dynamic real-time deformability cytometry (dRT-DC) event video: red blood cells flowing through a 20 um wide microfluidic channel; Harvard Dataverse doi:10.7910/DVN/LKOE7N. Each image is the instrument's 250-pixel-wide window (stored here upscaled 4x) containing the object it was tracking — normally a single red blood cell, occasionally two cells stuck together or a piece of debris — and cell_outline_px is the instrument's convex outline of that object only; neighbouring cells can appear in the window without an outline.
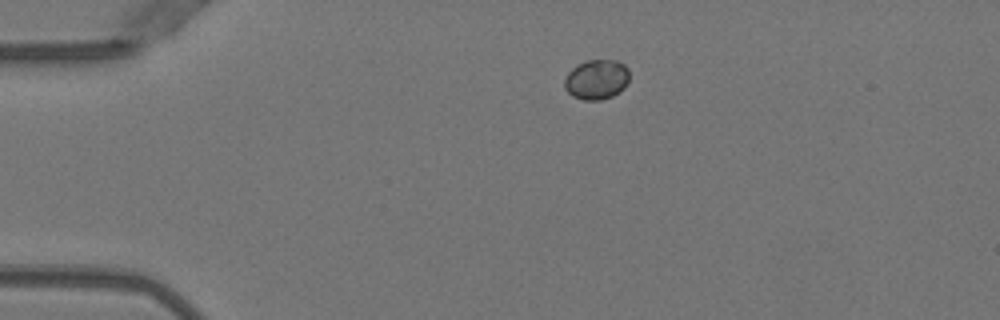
{"species": "Egyptian fruit bat (a non-hibernating species)", "species_latin": "Rousettus aegyptiacus", "temperature_condition": "warm", "stored_images_in_passage": 2, "camera_frame_rate_fps": 3000, "um_per_image_px": 0.085, "animal": {"sex": "female"}, "frame": {"image": 1, "passage_image": 1, "time_ms": 0.0, "image_size_px": [1000, 320], "cell_outline_px": [[628, 80], [624, 88], [612, 96], [600, 100], [584, 100], [572, 96], [564, 88], [564, 80], [568, 72], [576, 64], [584, 60], [616, 60], [624, 64], [628, 68]], "centroid_in_image_um": [50.68, 6.74], "position_along_channel_um": 34.3, "area_um2": 15.2}}